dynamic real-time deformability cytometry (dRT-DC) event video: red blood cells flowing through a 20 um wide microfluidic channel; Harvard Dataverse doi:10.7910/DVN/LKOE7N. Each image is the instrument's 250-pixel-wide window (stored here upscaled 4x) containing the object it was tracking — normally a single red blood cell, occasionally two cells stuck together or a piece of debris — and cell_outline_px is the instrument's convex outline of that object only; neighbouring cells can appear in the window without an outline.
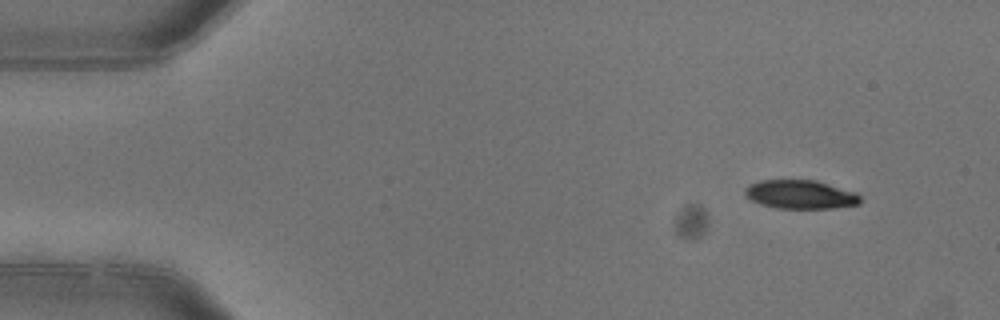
{"species": "common noctule bat (a hibernating species)", "species_latin": "Nyctalus noctula", "temperature_condition": "warm", "stored_images_in_passage": 6, "camera_frame_rate_fps": 3000, "um_per_image_px": 0.085, "animal": {"sex": "female"}, "frame": {"image": 1, "passage_image": 1, "time_ms": 0.0, "image_size_px": [1000, 320], "cell_outline_px": [[860, 204], [832, 208], [776, 208], [760, 204], [744, 196], [744, 188], [760, 180], [816, 180], [856, 192], [860, 196]], "centroid_in_image_um": [68.03, 16.53], "position_along_channel_um": 17.0, "area_um2": 19.31}}
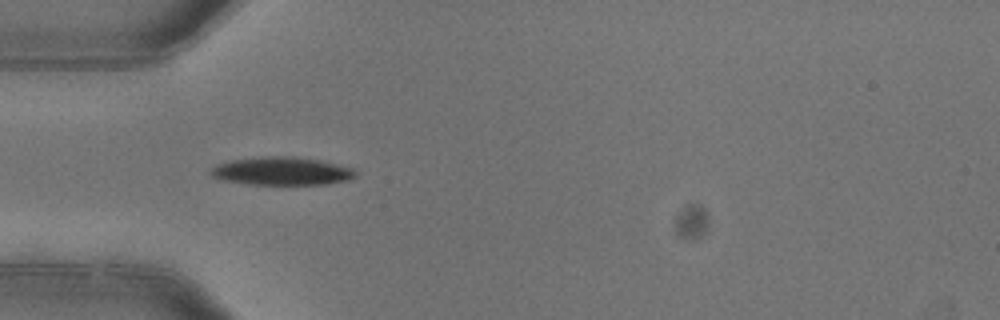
{"frame": {"image": 2, "passage_image": 4, "time_ms": 1.0, "image_size_px": [1000, 320], "cell_outline_px": [[356, 176], [348, 180], [324, 184], [248, 184], [224, 180], [212, 176], [208, 172], [212, 168], [220, 164], [232, 160], [264, 156], [292, 156], [316, 160], [336, 164], [352, 168], [356, 172]], "centroid_in_image_um": [23.94, 14.54], "position_along_channel_um": 61.1, "area_um2": 23.35}}